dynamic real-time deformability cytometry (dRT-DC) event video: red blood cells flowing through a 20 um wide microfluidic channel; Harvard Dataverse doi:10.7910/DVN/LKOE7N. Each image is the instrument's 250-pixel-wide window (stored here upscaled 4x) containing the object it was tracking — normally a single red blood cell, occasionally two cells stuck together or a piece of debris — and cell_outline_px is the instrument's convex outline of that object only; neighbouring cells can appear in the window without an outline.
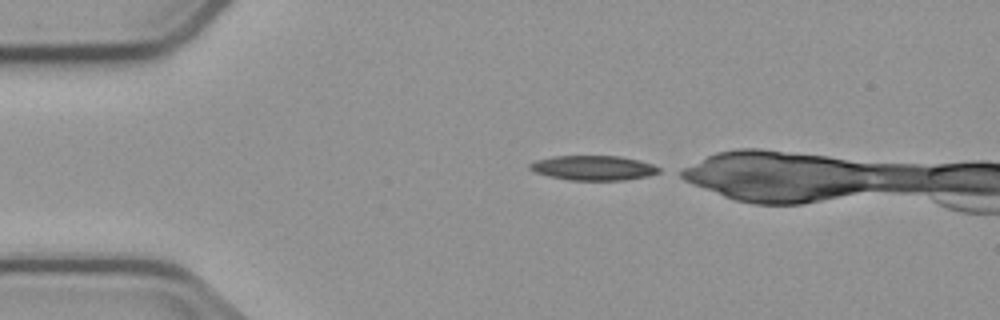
{"species": "common noctule bat (a hibernating species)", "species_latin": "Nyctalus noctula", "temperature_condition": "cold", "stored_images_in_passage": 3, "camera_frame_rate_fps": 3000, "um_per_image_px": 0.085, "animal": {"sex": "male", "body_mass_g": 23.1, "forearm_length_mm": 52.7}, "frame": {"image": 1, "passage_image": 1, "time_ms": 0.0, "image_size_px": [1000, 320], "cell_outline_px": [[660, 172], [648, 176], [624, 180], [568, 180], [548, 176], [536, 172], [528, 168], [528, 164], [536, 160], [552, 156], [620, 156], [640, 160], [652, 164], [660, 168]], "centroid_in_image_um": [50.43, 14.27], "position_along_channel_um": 34.6, "area_um2": 18.67}}